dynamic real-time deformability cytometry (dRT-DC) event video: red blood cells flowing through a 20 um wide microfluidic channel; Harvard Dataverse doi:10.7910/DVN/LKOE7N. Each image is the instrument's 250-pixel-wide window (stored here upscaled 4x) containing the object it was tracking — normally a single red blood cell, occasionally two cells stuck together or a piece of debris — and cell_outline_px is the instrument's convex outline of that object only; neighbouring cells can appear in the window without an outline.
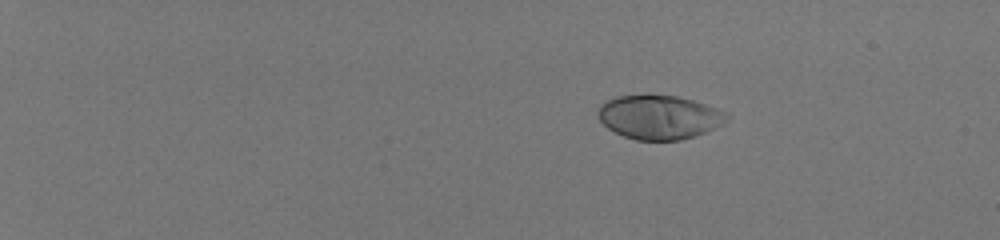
{"species": "human", "species_latin": "Homo sapiens", "temperature_condition": "room temperature", "stored_images_in_passage": 40, "camera_frame_rate_fps": 3000, "um_per_image_px": 0.085, "donor": {"sex": "male"}, "frame": {"image": 1, "passage_image": 1, "time_ms": 0.0, "image_size_px": [1000, 240], "cell_outline_px": [[732, 116], [724, 124], [696, 136], [680, 140], [636, 140], [624, 136], [608, 128], [596, 116], [596, 112], [600, 104], [616, 96], [644, 92], [676, 96], [692, 100], [728, 112]], "centroid_in_image_um": [56.03, 9.92], "position_along_channel_um": 29.0, "area_um2": 33.87}}